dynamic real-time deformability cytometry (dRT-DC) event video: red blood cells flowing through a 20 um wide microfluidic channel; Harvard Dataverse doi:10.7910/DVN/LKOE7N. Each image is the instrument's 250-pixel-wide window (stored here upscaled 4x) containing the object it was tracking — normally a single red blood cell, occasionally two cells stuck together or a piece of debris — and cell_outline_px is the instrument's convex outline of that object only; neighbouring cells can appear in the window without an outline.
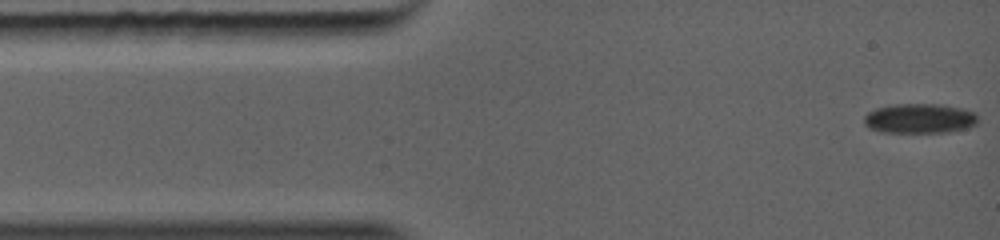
{"species": "common noctule bat (a hibernating species)", "species_latin": "Nyctalus noctula", "temperature_condition": "warm", "stored_images_in_passage": 46, "segment_of_instrument_passage": [1, 2], "camera_frame_rate_fps": 5000, "um_per_image_px": 0.085, "animal": {"sex": "female", "body_mass_g": 19.0, "forearm_length_mm": 56.7}, "frame": {"image": 1, "passage_image": 1, "time_ms": 0.0, "image_size_px": [1000, 240], "cell_outline_px": [[972, 120], [968, 124], [952, 128], [932, 132], [896, 132], [876, 128], [868, 124], [868, 116], [884, 108], [904, 104], [924, 104], [948, 108], [964, 112], [972, 116]], "centroid_in_image_um": [78.03, 10.07], "position_along_channel_um": 7.0, "area_um2": 16.3}}
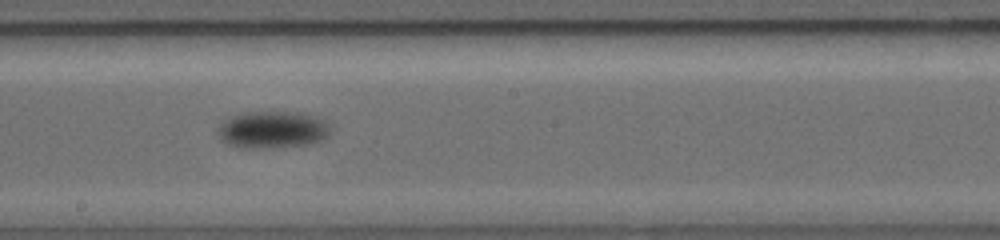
{"frame": {"image": 2, "passage_image": 19, "time_ms": 6.6, "image_size_px": [1000, 240], "cell_outline_px": [[316, 136], [308, 140], [276, 144], [236, 144], [228, 136], [228, 132], [232, 120], [244, 116], [260, 112], [276, 112], [292, 116], [304, 120], [312, 124], [316, 128]], "centroid_in_image_um": [22.96, 10.98], "position_along_channel_um": 225.2, "area_um2": 16.42}}
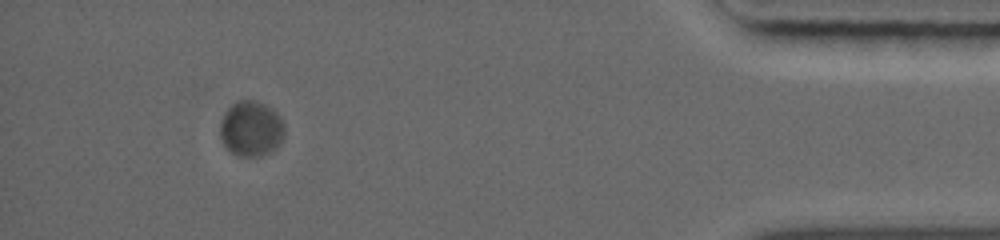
{"frame": {"image": 3, "passage_image": 40, "time_ms": 12.4, "image_size_px": [1000, 240], "cell_outline_px": [[280, 136], [272, 144], [256, 152], [236, 152], [224, 140], [224, 116], [236, 104], [256, 104], [272, 112], [276, 116], [280, 124]], "centroid_in_image_um": [21.29, 10.88], "position_along_channel_um": 413.9, "area_um2": 16.01}}